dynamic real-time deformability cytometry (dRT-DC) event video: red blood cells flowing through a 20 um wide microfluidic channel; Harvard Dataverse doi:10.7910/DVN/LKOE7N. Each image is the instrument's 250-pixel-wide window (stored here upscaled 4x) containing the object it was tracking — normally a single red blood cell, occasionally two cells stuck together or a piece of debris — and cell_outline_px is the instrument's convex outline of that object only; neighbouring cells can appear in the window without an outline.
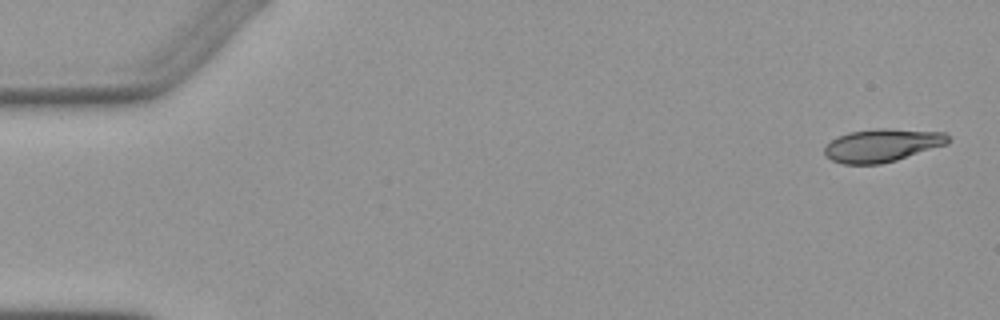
{"species": "Egyptian fruit bat (a non-hibernating species)", "species_latin": "Rousettus aegyptiacus", "temperature_condition": "warm", "stored_images_in_passage": 5, "camera_frame_rate_fps": 3000, "um_per_image_px": 0.085, "animal": {"sex": "female"}, "frame": {"image": 1, "passage_image": 1, "time_ms": 0.0, "image_size_px": [1000, 320], "cell_outline_px": [[952, 140], [948, 144], [896, 160], [880, 164], [844, 164], [832, 160], [824, 152], [824, 148], [836, 136], [848, 132], [876, 128], [892, 128], [944, 132]], "centroid_in_image_um": [75.01, 12.33], "position_along_channel_um": 10.0, "area_um2": 23.93}}
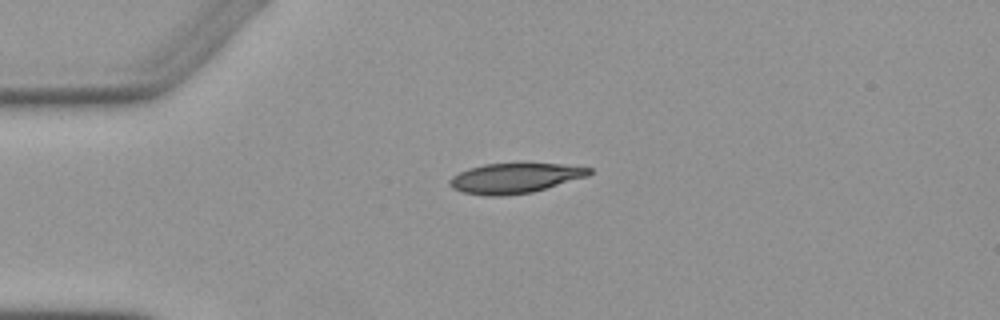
{"frame": {"image": 2, "passage_image": 4, "time_ms": 3.667, "image_size_px": [1000, 320], "cell_outline_px": [[592, 172], [588, 176], [532, 192], [504, 196], [488, 196], [464, 192], [452, 188], [448, 184], [448, 180], [452, 176], [468, 168], [484, 164], [560, 164], [592, 168]], "centroid_in_image_um": [43.73, 15.15], "position_along_channel_um": 41.3, "area_um2": 24.22}}